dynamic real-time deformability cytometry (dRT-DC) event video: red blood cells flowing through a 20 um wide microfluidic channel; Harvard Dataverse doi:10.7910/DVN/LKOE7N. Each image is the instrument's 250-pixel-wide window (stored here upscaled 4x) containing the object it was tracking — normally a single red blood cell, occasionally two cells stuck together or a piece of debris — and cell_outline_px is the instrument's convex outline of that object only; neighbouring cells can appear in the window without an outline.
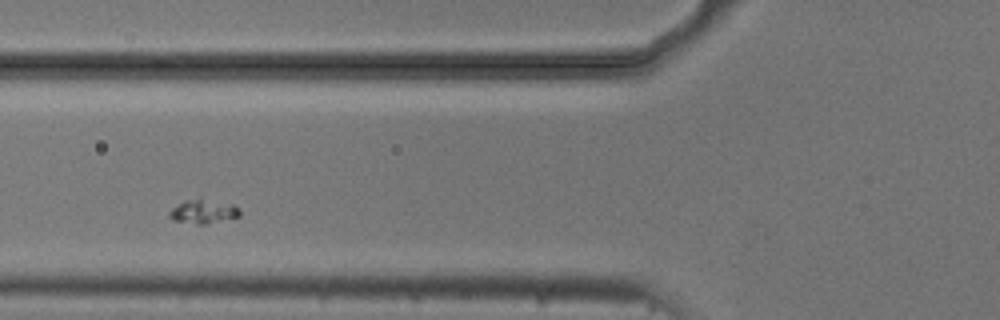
{"species": "common noctule bat (a hibernating species)", "species_latin": "Nyctalus noctula", "temperature_condition": "cold", "stored_images_in_passage": 4, "camera_frame_rate_fps": 3000, "um_per_image_px": 0.085, "animal": {"sex": "male", "body_mass_g": 20.5, "forearm_length_mm": 52.5}, "frame": {"image": 1, "passage_image": 2, "time_ms": 0.333, "image_size_px": [1000, 320], "cell_outline_px": [[240, 216], [204, 224], [196, 224], [172, 220], [168, 216], [168, 212], [172, 208], [184, 200], [200, 196], [232, 204], [240, 208]], "centroid_in_image_um": [17.26, 17.93], "position_along_channel_um": 108.5, "area_um2": 10.17}}
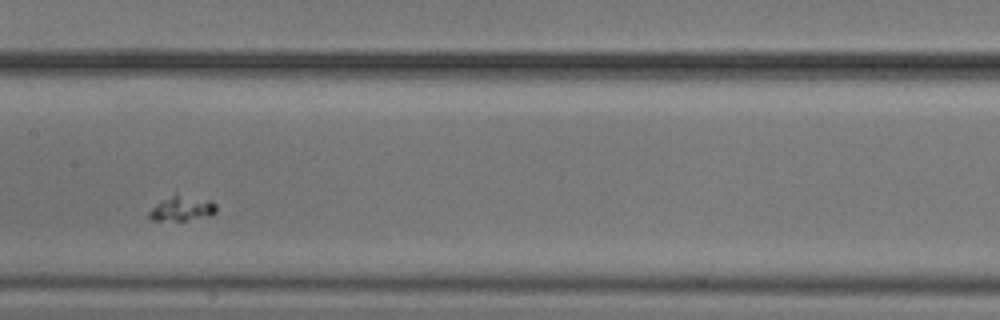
{"frame": {"image": 2, "passage_image": 4, "time_ms": 1.0, "image_size_px": [1000, 320], "cell_outline_px": [[216, 212], [208, 216], [184, 220], [152, 220], [148, 216], [148, 212], [160, 200], [176, 192], [212, 200], [216, 204]], "centroid_in_image_um": [15.47, 17.67], "position_along_channel_um": 191.9, "area_um2": 10.0}}